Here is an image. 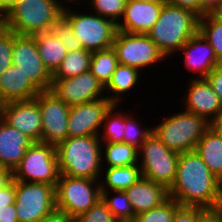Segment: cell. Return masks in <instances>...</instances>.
Instances as JSON below:
<instances>
[{"label": "cell", "mask_w": 222, "mask_h": 222, "mask_svg": "<svg viewBox=\"0 0 222 222\" xmlns=\"http://www.w3.org/2000/svg\"><path fill=\"white\" fill-rule=\"evenodd\" d=\"M222 181L203 162L195 150L180 153L169 197L181 206L217 208Z\"/></svg>", "instance_id": "6da1fadb"}, {"label": "cell", "mask_w": 222, "mask_h": 222, "mask_svg": "<svg viewBox=\"0 0 222 222\" xmlns=\"http://www.w3.org/2000/svg\"><path fill=\"white\" fill-rule=\"evenodd\" d=\"M18 0L2 14V25L17 35L34 36L52 31L63 16L65 1Z\"/></svg>", "instance_id": "7a4b0ae2"}, {"label": "cell", "mask_w": 222, "mask_h": 222, "mask_svg": "<svg viewBox=\"0 0 222 222\" xmlns=\"http://www.w3.org/2000/svg\"><path fill=\"white\" fill-rule=\"evenodd\" d=\"M199 16L192 10L164 2L158 20L147 35L166 58L198 32Z\"/></svg>", "instance_id": "3957f363"}, {"label": "cell", "mask_w": 222, "mask_h": 222, "mask_svg": "<svg viewBox=\"0 0 222 222\" xmlns=\"http://www.w3.org/2000/svg\"><path fill=\"white\" fill-rule=\"evenodd\" d=\"M101 144L99 136L67 137L57 144L60 175L100 180L103 171Z\"/></svg>", "instance_id": "277c9868"}, {"label": "cell", "mask_w": 222, "mask_h": 222, "mask_svg": "<svg viewBox=\"0 0 222 222\" xmlns=\"http://www.w3.org/2000/svg\"><path fill=\"white\" fill-rule=\"evenodd\" d=\"M210 122L186 110L174 113L153 127V133L169 149L178 153L193 151Z\"/></svg>", "instance_id": "5b68a950"}, {"label": "cell", "mask_w": 222, "mask_h": 222, "mask_svg": "<svg viewBox=\"0 0 222 222\" xmlns=\"http://www.w3.org/2000/svg\"><path fill=\"white\" fill-rule=\"evenodd\" d=\"M96 182L99 181L60 175L55 187L56 209L73 219L87 212L102 198L100 182Z\"/></svg>", "instance_id": "8992f818"}, {"label": "cell", "mask_w": 222, "mask_h": 222, "mask_svg": "<svg viewBox=\"0 0 222 222\" xmlns=\"http://www.w3.org/2000/svg\"><path fill=\"white\" fill-rule=\"evenodd\" d=\"M60 177L55 145L34 142L13 171V180L57 185Z\"/></svg>", "instance_id": "52a82bcc"}, {"label": "cell", "mask_w": 222, "mask_h": 222, "mask_svg": "<svg viewBox=\"0 0 222 222\" xmlns=\"http://www.w3.org/2000/svg\"><path fill=\"white\" fill-rule=\"evenodd\" d=\"M138 155L142 177L157 182L169 190L175 179L180 153L167 148L152 132L138 149Z\"/></svg>", "instance_id": "ba28073f"}, {"label": "cell", "mask_w": 222, "mask_h": 222, "mask_svg": "<svg viewBox=\"0 0 222 222\" xmlns=\"http://www.w3.org/2000/svg\"><path fill=\"white\" fill-rule=\"evenodd\" d=\"M63 10V16L72 25L74 35L82 43L83 49L100 51L112 47L117 32V25L105 17L91 13Z\"/></svg>", "instance_id": "9c48e42d"}, {"label": "cell", "mask_w": 222, "mask_h": 222, "mask_svg": "<svg viewBox=\"0 0 222 222\" xmlns=\"http://www.w3.org/2000/svg\"><path fill=\"white\" fill-rule=\"evenodd\" d=\"M14 204L19 222H39L56 209L55 186L15 180Z\"/></svg>", "instance_id": "30bf717a"}, {"label": "cell", "mask_w": 222, "mask_h": 222, "mask_svg": "<svg viewBox=\"0 0 222 222\" xmlns=\"http://www.w3.org/2000/svg\"><path fill=\"white\" fill-rule=\"evenodd\" d=\"M119 64L139 70L152 67L166 59L147 34L127 33L117 30L112 44Z\"/></svg>", "instance_id": "8fae6325"}, {"label": "cell", "mask_w": 222, "mask_h": 222, "mask_svg": "<svg viewBox=\"0 0 222 222\" xmlns=\"http://www.w3.org/2000/svg\"><path fill=\"white\" fill-rule=\"evenodd\" d=\"M34 98L41 111L42 142L56 146L68 137L70 106L50 90L40 91Z\"/></svg>", "instance_id": "7c38bea8"}, {"label": "cell", "mask_w": 222, "mask_h": 222, "mask_svg": "<svg viewBox=\"0 0 222 222\" xmlns=\"http://www.w3.org/2000/svg\"><path fill=\"white\" fill-rule=\"evenodd\" d=\"M12 61L40 91L50 90L52 74L39 56L34 36H23L14 33Z\"/></svg>", "instance_id": "4fadbf2b"}, {"label": "cell", "mask_w": 222, "mask_h": 222, "mask_svg": "<svg viewBox=\"0 0 222 222\" xmlns=\"http://www.w3.org/2000/svg\"><path fill=\"white\" fill-rule=\"evenodd\" d=\"M114 104L107 98L70 106L68 137L100 136L106 113Z\"/></svg>", "instance_id": "5bb4252c"}, {"label": "cell", "mask_w": 222, "mask_h": 222, "mask_svg": "<svg viewBox=\"0 0 222 222\" xmlns=\"http://www.w3.org/2000/svg\"><path fill=\"white\" fill-rule=\"evenodd\" d=\"M50 91L69 106L106 97L103 94L105 87L90 71L65 79H52Z\"/></svg>", "instance_id": "9a60e30c"}, {"label": "cell", "mask_w": 222, "mask_h": 222, "mask_svg": "<svg viewBox=\"0 0 222 222\" xmlns=\"http://www.w3.org/2000/svg\"><path fill=\"white\" fill-rule=\"evenodd\" d=\"M0 111L11 127L18 129L33 142H42L41 111L35 98L2 103Z\"/></svg>", "instance_id": "2e32d148"}, {"label": "cell", "mask_w": 222, "mask_h": 222, "mask_svg": "<svg viewBox=\"0 0 222 222\" xmlns=\"http://www.w3.org/2000/svg\"><path fill=\"white\" fill-rule=\"evenodd\" d=\"M183 103L186 111L212 122L222 110V103L206 78H191ZM186 97V98H185Z\"/></svg>", "instance_id": "e0dca14e"}, {"label": "cell", "mask_w": 222, "mask_h": 222, "mask_svg": "<svg viewBox=\"0 0 222 222\" xmlns=\"http://www.w3.org/2000/svg\"><path fill=\"white\" fill-rule=\"evenodd\" d=\"M164 2L127 0L117 30L127 33L147 34L158 20Z\"/></svg>", "instance_id": "ac0fdd59"}, {"label": "cell", "mask_w": 222, "mask_h": 222, "mask_svg": "<svg viewBox=\"0 0 222 222\" xmlns=\"http://www.w3.org/2000/svg\"><path fill=\"white\" fill-rule=\"evenodd\" d=\"M181 51L184 52L185 67L189 72L199 74L194 78H206L208 73L219 64L213 48L199 32L185 43L179 50Z\"/></svg>", "instance_id": "d6986e66"}, {"label": "cell", "mask_w": 222, "mask_h": 222, "mask_svg": "<svg viewBox=\"0 0 222 222\" xmlns=\"http://www.w3.org/2000/svg\"><path fill=\"white\" fill-rule=\"evenodd\" d=\"M34 142L4 120L1 112L0 166L12 171L20 164L26 150Z\"/></svg>", "instance_id": "ffe728a7"}, {"label": "cell", "mask_w": 222, "mask_h": 222, "mask_svg": "<svg viewBox=\"0 0 222 222\" xmlns=\"http://www.w3.org/2000/svg\"><path fill=\"white\" fill-rule=\"evenodd\" d=\"M125 192L136 214L156 208L170 198L169 190L165 186L144 177Z\"/></svg>", "instance_id": "44dd1931"}, {"label": "cell", "mask_w": 222, "mask_h": 222, "mask_svg": "<svg viewBox=\"0 0 222 222\" xmlns=\"http://www.w3.org/2000/svg\"><path fill=\"white\" fill-rule=\"evenodd\" d=\"M39 92L33 82L14 64L0 73V104L32 99Z\"/></svg>", "instance_id": "7402d4cb"}, {"label": "cell", "mask_w": 222, "mask_h": 222, "mask_svg": "<svg viewBox=\"0 0 222 222\" xmlns=\"http://www.w3.org/2000/svg\"><path fill=\"white\" fill-rule=\"evenodd\" d=\"M209 170L222 181V136L209 128L194 149Z\"/></svg>", "instance_id": "603a6c76"}, {"label": "cell", "mask_w": 222, "mask_h": 222, "mask_svg": "<svg viewBox=\"0 0 222 222\" xmlns=\"http://www.w3.org/2000/svg\"><path fill=\"white\" fill-rule=\"evenodd\" d=\"M34 37L43 64L53 74L67 54L66 47L52 31L42 32Z\"/></svg>", "instance_id": "cb8c5ba5"}, {"label": "cell", "mask_w": 222, "mask_h": 222, "mask_svg": "<svg viewBox=\"0 0 222 222\" xmlns=\"http://www.w3.org/2000/svg\"><path fill=\"white\" fill-rule=\"evenodd\" d=\"M140 70L131 67L119 64L114 71L110 81L105 86L106 93L110 91L109 96L106 97L114 104H120L122 101L123 94L128 91L135 89V85L138 84V79L140 78ZM112 93V94H111Z\"/></svg>", "instance_id": "d4e9b609"}, {"label": "cell", "mask_w": 222, "mask_h": 222, "mask_svg": "<svg viewBox=\"0 0 222 222\" xmlns=\"http://www.w3.org/2000/svg\"><path fill=\"white\" fill-rule=\"evenodd\" d=\"M103 175L105 180L99 181L101 182V191H125L142 177V172L139 164H135L123 167H107L105 173H101V176Z\"/></svg>", "instance_id": "484cf974"}, {"label": "cell", "mask_w": 222, "mask_h": 222, "mask_svg": "<svg viewBox=\"0 0 222 222\" xmlns=\"http://www.w3.org/2000/svg\"><path fill=\"white\" fill-rule=\"evenodd\" d=\"M102 161L107 162V167H123L138 164V149L128 143H104L101 144ZM104 152V153H103ZM105 156V157H104ZM105 158V160H104Z\"/></svg>", "instance_id": "4316f807"}, {"label": "cell", "mask_w": 222, "mask_h": 222, "mask_svg": "<svg viewBox=\"0 0 222 222\" xmlns=\"http://www.w3.org/2000/svg\"><path fill=\"white\" fill-rule=\"evenodd\" d=\"M92 52L86 49L67 51L58 69L52 74V79H65L89 71Z\"/></svg>", "instance_id": "83f0119b"}, {"label": "cell", "mask_w": 222, "mask_h": 222, "mask_svg": "<svg viewBox=\"0 0 222 222\" xmlns=\"http://www.w3.org/2000/svg\"><path fill=\"white\" fill-rule=\"evenodd\" d=\"M119 65L114 49L92 52L89 71L103 84L105 87L110 81L114 71Z\"/></svg>", "instance_id": "f1b7e54d"}, {"label": "cell", "mask_w": 222, "mask_h": 222, "mask_svg": "<svg viewBox=\"0 0 222 222\" xmlns=\"http://www.w3.org/2000/svg\"><path fill=\"white\" fill-rule=\"evenodd\" d=\"M101 193L103 201L107 204L108 209L119 222L135 221L137 214L125 191H101ZM112 193L114 195L113 197Z\"/></svg>", "instance_id": "f546056e"}, {"label": "cell", "mask_w": 222, "mask_h": 222, "mask_svg": "<svg viewBox=\"0 0 222 222\" xmlns=\"http://www.w3.org/2000/svg\"><path fill=\"white\" fill-rule=\"evenodd\" d=\"M198 32L211 45L217 60L222 59V21L209 12L199 17Z\"/></svg>", "instance_id": "4dcf8cb0"}, {"label": "cell", "mask_w": 222, "mask_h": 222, "mask_svg": "<svg viewBox=\"0 0 222 222\" xmlns=\"http://www.w3.org/2000/svg\"><path fill=\"white\" fill-rule=\"evenodd\" d=\"M118 105H113L106 113L103 120V134L99 136V139L103 143H117L123 142L124 130H125V113L120 111L114 112Z\"/></svg>", "instance_id": "1f68e13d"}, {"label": "cell", "mask_w": 222, "mask_h": 222, "mask_svg": "<svg viewBox=\"0 0 222 222\" xmlns=\"http://www.w3.org/2000/svg\"><path fill=\"white\" fill-rule=\"evenodd\" d=\"M180 206L177 201L169 198L162 205L137 214L134 222H172Z\"/></svg>", "instance_id": "d6a6232c"}, {"label": "cell", "mask_w": 222, "mask_h": 222, "mask_svg": "<svg viewBox=\"0 0 222 222\" xmlns=\"http://www.w3.org/2000/svg\"><path fill=\"white\" fill-rule=\"evenodd\" d=\"M95 14L112 20L116 25L120 22L127 0H88ZM92 3V4H91Z\"/></svg>", "instance_id": "836d02e7"}, {"label": "cell", "mask_w": 222, "mask_h": 222, "mask_svg": "<svg viewBox=\"0 0 222 222\" xmlns=\"http://www.w3.org/2000/svg\"><path fill=\"white\" fill-rule=\"evenodd\" d=\"M141 123H137V120L133 119V116H129L125 112V130L123 136V143H128L139 149L145 140L152 134V128H139Z\"/></svg>", "instance_id": "e575fe53"}, {"label": "cell", "mask_w": 222, "mask_h": 222, "mask_svg": "<svg viewBox=\"0 0 222 222\" xmlns=\"http://www.w3.org/2000/svg\"><path fill=\"white\" fill-rule=\"evenodd\" d=\"M52 32L63 43L67 51L83 49L82 43L73 33L72 25L64 16L53 25Z\"/></svg>", "instance_id": "d590c367"}, {"label": "cell", "mask_w": 222, "mask_h": 222, "mask_svg": "<svg viewBox=\"0 0 222 222\" xmlns=\"http://www.w3.org/2000/svg\"><path fill=\"white\" fill-rule=\"evenodd\" d=\"M14 32L0 25V73L13 65Z\"/></svg>", "instance_id": "8d00e7d4"}, {"label": "cell", "mask_w": 222, "mask_h": 222, "mask_svg": "<svg viewBox=\"0 0 222 222\" xmlns=\"http://www.w3.org/2000/svg\"><path fill=\"white\" fill-rule=\"evenodd\" d=\"M75 222H119L108 209L107 204L101 198L87 212L75 218Z\"/></svg>", "instance_id": "74e56055"}, {"label": "cell", "mask_w": 222, "mask_h": 222, "mask_svg": "<svg viewBox=\"0 0 222 222\" xmlns=\"http://www.w3.org/2000/svg\"><path fill=\"white\" fill-rule=\"evenodd\" d=\"M196 222H222V212L218 207H196Z\"/></svg>", "instance_id": "f35d334b"}, {"label": "cell", "mask_w": 222, "mask_h": 222, "mask_svg": "<svg viewBox=\"0 0 222 222\" xmlns=\"http://www.w3.org/2000/svg\"><path fill=\"white\" fill-rule=\"evenodd\" d=\"M206 79L211 84L214 92L222 103V69L218 66L215 67L208 73Z\"/></svg>", "instance_id": "ab89813d"}, {"label": "cell", "mask_w": 222, "mask_h": 222, "mask_svg": "<svg viewBox=\"0 0 222 222\" xmlns=\"http://www.w3.org/2000/svg\"><path fill=\"white\" fill-rule=\"evenodd\" d=\"M172 222H196V207L180 206L176 210Z\"/></svg>", "instance_id": "60d3db41"}, {"label": "cell", "mask_w": 222, "mask_h": 222, "mask_svg": "<svg viewBox=\"0 0 222 222\" xmlns=\"http://www.w3.org/2000/svg\"><path fill=\"white\" fill-rule=\"evenodd\" d=\"M15 202V180L8 186L0 189V209L5 208L7 205L14 204Z\"/></svg>", "instance_id": "b9f144b4"}, {"label": "cell", "mask_w": 222, "mask_h": 222, "mask_svg": "<svg viewBox=\"0 0 222 222\" xmlns=\"http://www.w3.org/2000/svg\"><path fill=\"white\" fill-rule=\"evenodd\" d=\"M168 3L192 10L201 17V0H167Z\"/></svg>", "instance_id": "7bdbcfd3"}, {"label": "cell", "mask_w": 222, "mask_h": 222, "mask_svg": "<svg viewBox=\"0 0 222 222\" xmlns=\"http://www.w3.org/2000/svg\"><path fill=\"white\" fill-rule=\"evenodd\" d=\"M39 222H75V219L69 217L63 211L55 209L50 214L44 216Z\"/></svg>", "instance_id": "ee69618b"}, {"label": "cell", "mask_w": 222, "mask_h": 222, "mask_svg": "<svg viewBox=\"0 0 222 222\" xmlns=\"http://www.w3.org/2000/svg\"><path fill=\"white\" fill-rule=\"evenodd\" d=\"M0 222H19L15 204L7 205L0 209Z\"/></svg>", "instance_id": "f6af8a7d"}, {"label": "cell", "mask_w": 222, "mask_h": 222, "mask_svg": "<svg viewBox=\"0 0 222 222\" xmlns=\"http://www.w3.org/2000/svg\"><path fill=\"white\" fill-rule=\"evenodd\" d=\"M13 181V171L0 166V189L5 188Z\"/></svg>", "instance_id": "bcb514c9"}, {"label": "cell", "mask_w": 222, "mask_h": 222, "mask_svg": "<svg viewBox=\"0 0 222 222\" xmlns=\"http://www.w3.org/2000/svg\"><path fill=\"white\" fill-rule=\"evenodd\" d=\"M210 127L213 128L218 134L222 136V110L217 114L216 118L210 123Z\"/></svg>", "instance_id": "7dc6e473"}, {"label": "cell", "mask_w": 222, "mask_h": 222, "mask_svg": "<svg viewBox=\"0 0 222 222\" xmlns=\"http://www.w3.org/2000/svg\"><path fill=\"white\" fill-rule=\"evenodd\" d=\"M209 13L215 18L222 21V0H219L209 11Z\"/></svg>", "instance_id": "c3c4849f"}, {"label": "cell", "mask_w": 222, "mask_h": 222, "mask_svg": "<svg viewBox=\"0 0 222 222\" xmlns=\"http://www.w3.org/2000/svg\"><path fill=\"white\" fill-rule=\"evenodd\" d=\"M219 0H201V16L205 15Z\"/></svg>", "instance_id": "681fc988"}, {"label": "cell", "mask_w": 222, "mask_h": 222, "mask_svg": "<svg viewBox=\"0 0 222 222\" xmlns=\"http://www.w3.org/2000/svg\"><path fill=\"white\" fill-rule=\"evenodd\" d=\"M18 0H0V14L2 15L9 7Z\"/></svg>", "instance_id": "f907efd6"}, {"label": "cell", "mask_w": 222, "mask_h": 222, "mask_svg": "<svg viewBox=\"0 0 222 222\" xmlns=\"http://www.w3.org/2000/svg\"><path fill=\"white\" fill-rule=\"evenodd\" d=\"M137 1H143V2H166L167 0H137Z\"/></svg>", "instance_id": "816d5d0a"}, {"label": "cell", "mask_w": 222, "mask_h": 222, "mask_svg": "<svg viewBox=\"0 0 222 222\" xmlns=\"http://www.w3.org/2000/svg\"><path fill=\"white\" fill-rule=\"evenodd\" d=\"M218 208H219L220 211L222 212V195H221V198H220V203H219Z\"/></svg>", "instance_id": "f5cc1de1"}, {"label": "cell", "mask_w": 222, "mask_h": 222, "mask_svg": "<svg viewBox=\"0 0 222 222\" xmlns=\"http://www.w3.org/2000/svg\"><path fill=\"white\" fill-rule=\"evenodd\" d=\"M218 67H219L220 69H222V59H221V60H219Z\"/></svg>", "instance_id": "db71d44e"}, {"label": "cell", "mask_w": 222, "mask_h": 222, "mask_svg": "<svg viewBox=\"0 0 222 222\" xmlns=\"http://www.w3.org/2000/svg\"><path fill=\"white\" fill-rule=\"evenodd\" d=\"M74 2L75 3V1L77 2L78 0H66V2ZM79 1H81V0H79Z\"/></svg>", "instance_id": "11a10c76"}, {"label": "cell", "mask_w": 222, "mask_h": 222, "mask_svg": "<svg viewBox=\"0 0 222 222\" xmlns=\"http://www.w3.org/2000/svg\"><path fill=\"white\" fill-rule=\"evenodd\" d=\"M0 133H1V111H0Z\"/></svg>", "instance_id": "9f6ffc18"}, {"label": "cell", "mask_w": 222, "mask_h": 222, "mask_svg": "<svg viewBox=\"0 0 222 222\" xmlns=\"http://www.w3.org/2000/svg\"><path fill=\"white\" fill-rule=\"evenodd\" d=\"M2 24V15L0 14V25Z\"/></svg>", "instance_id": "6f0895ef"}]
</instances>
